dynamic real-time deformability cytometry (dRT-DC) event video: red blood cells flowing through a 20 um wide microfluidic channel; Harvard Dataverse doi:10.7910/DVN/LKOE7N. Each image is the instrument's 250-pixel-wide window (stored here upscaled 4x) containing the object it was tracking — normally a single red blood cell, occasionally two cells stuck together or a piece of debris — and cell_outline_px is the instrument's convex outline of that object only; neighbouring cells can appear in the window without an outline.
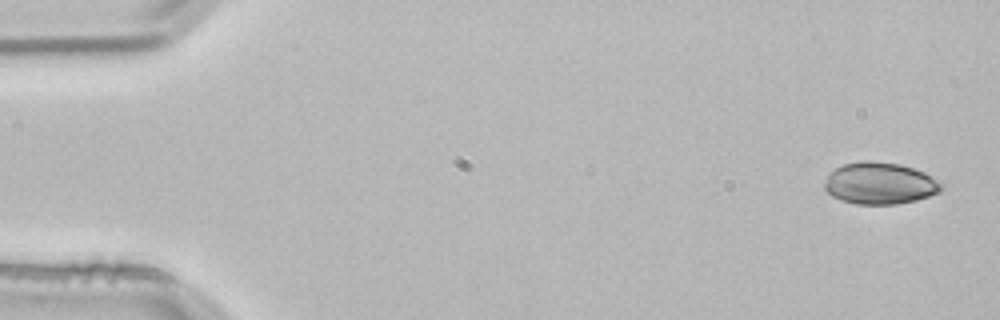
{"species": "common noctule bat (a hibernating species)", "species_latin": "Nyctalus noctula", "temperature_condition": "room temperature", "stored_images_in_passage": 4, "camera_frame_rate_fps": 3000, "um_per_image_px": 0.085, "animal": {"sex": "male", "body_mass_g": 21.5, "forearm_length_mm": 52.0}, "frame": {"image": 1, "passage_image": 1, "time_ms": 0.0, "image_size_px": [1000, 320], "cell_outline_px": [[944, 188], [940, 192], [916, 200], [896, 204], [856, 204], [840, 200], [832, 196], [824, 188], [824, 184], [828, 172], [844, 164], [860, 160], [868, 160], [900, 164], [924, 172], [936, 180]], "centroid_in_image_um": [74.75, 15.58], "position_along_channel_um": 10.3, "area_um2": 28.5}}
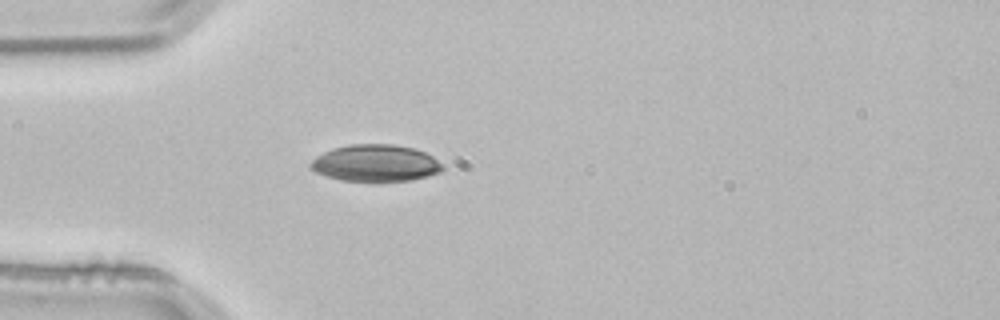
{"frame": {"image": 2, "passage_image": 4, "time_ms": 1.0, "image_size_px": [1000, 320], "cell_outline_px": [[444, 168], [440, 172], [428, 176], [412, 180], [340, 180], [316, 172], [308, 168], [308, 164], [316, 156], [332, 148], [352, 144], [392, 144], [416, 148], [432, 156], [444, 164]], "centroid_in_image_um": [31.93, 13.85], "position_along_channel_um": 53.1, "area_um2": 28.26}}